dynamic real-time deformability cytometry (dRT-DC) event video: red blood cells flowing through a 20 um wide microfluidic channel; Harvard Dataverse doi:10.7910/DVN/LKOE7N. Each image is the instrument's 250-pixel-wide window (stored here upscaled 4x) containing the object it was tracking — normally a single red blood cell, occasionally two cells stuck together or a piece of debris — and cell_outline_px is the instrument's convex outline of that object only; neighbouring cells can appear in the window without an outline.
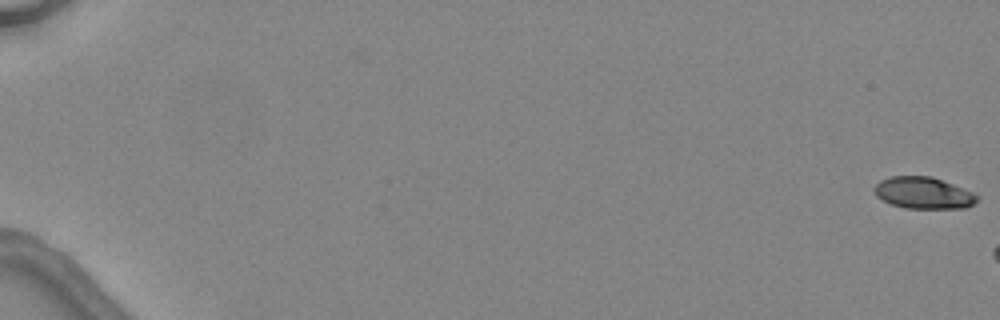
{"species": "common noctule bat (a hibernating species)", "species_latin": "Nyctalus noctula", "temperature_condition": "warm", "stored_images_in_passage": 3, "camera_frame_rate_fps": 3000, "um_per_image_px": 0.085, "animal": {"sex": "female", "body_mass_g": 24.6, "forearm_length_mm": 56.2}, "frame": {"image": 1, "passage_image": 1, "time_ms": 0.0, "image_size_px": [1000, 320], "cell_outline_px": [[980, 196], [972, 204], [964, 208], [904, 208], [892, 204], [876, 196], [872, 188], [880, 180], [892, 176], [932, 176], [972, 192]], "centroid_in_image_um": [78.46, 16.39], "position_along_channel_um": 6.5, "area_um2": 18.84}}